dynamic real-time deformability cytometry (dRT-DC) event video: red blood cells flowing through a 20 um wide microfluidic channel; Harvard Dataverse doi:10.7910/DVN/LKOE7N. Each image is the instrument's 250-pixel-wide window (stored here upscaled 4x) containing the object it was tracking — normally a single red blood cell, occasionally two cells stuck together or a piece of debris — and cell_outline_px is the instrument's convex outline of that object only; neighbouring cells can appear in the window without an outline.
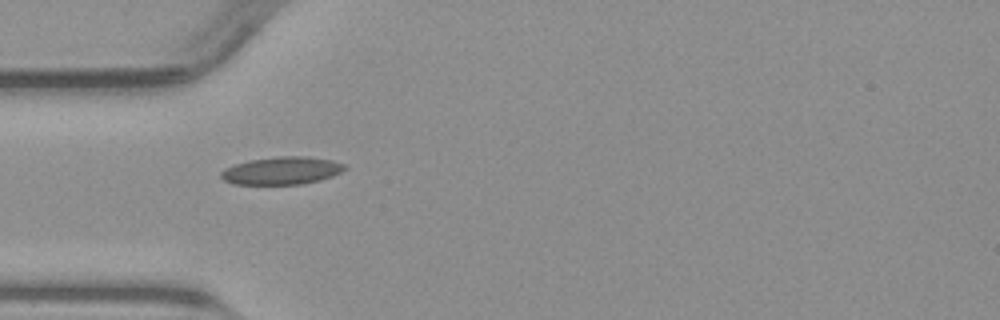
{"species": "common noctule bat (a hibernating species)", "species_latin": "Nyctalus noctula", "temperature_condition": "warm", "stored_images_in_passage": 36, "camera_frame_rate_fps": 3000, "um_per_image_px": 0.085, "animal": {"sex": "male", "body_mass_g": 23.1, "forearm_length_mm": 52.7}, "frame": {"image": 1, "passage_image": 1, "time_ms": 0.0, "image_size_px": [1000, 320], "cell_outline_px": [[348, 168], [332, 176], [320, 180], [300, 184], [232, 184], [224, 180], [220, 176], [220, 172], [224, 168], [236, 164], [252, 160], [280, 156], [308, 156], [332, 160], [344, 164]], "centroid_in_image_um": [23.96, 14.5], "position_along_channel_um": 61.0, "area_um2": 19.88}}
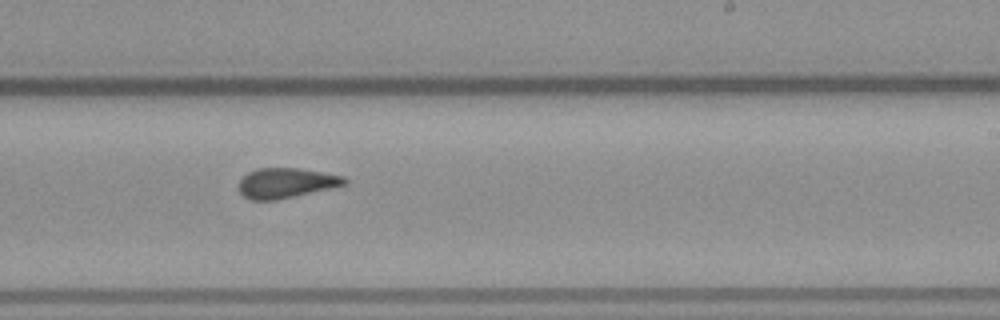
{"frame": {"image": 2, "passage_image": 16, "time_ms": 5.0, "image_size_px": [1000, 320], "cell_outline_px": [[348, 184], [332, 188], [296, 196], [276, 200], [252, 200], [244, 196], [236, 188], [236, 184], [248, 172], [256, 168], [296, 168], [344, 176], [348, 180]], "centroid_in_image_um": [24.29, 15.56], "position_along_channel_um": 264.7, "area_um2": 18.67}}
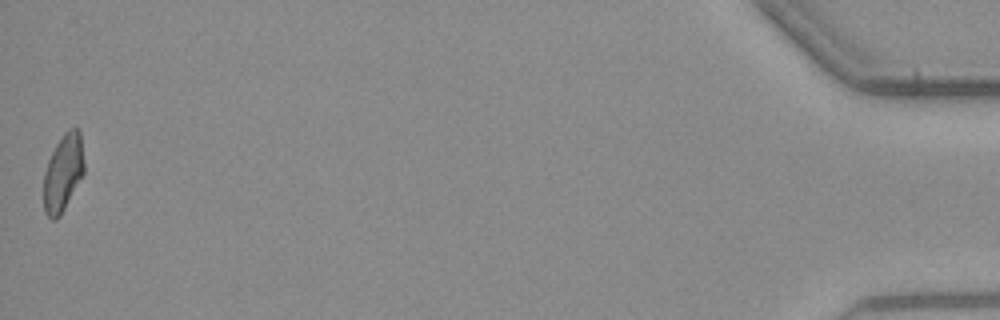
{"frame": {"image": 3, "passage_image": 36, "time_ms": 11.667, "image_size_px": [1000, 320], "cell_outline_px": [[84, 172], [60, 216], [56, 220], [52, 220], [44, 212], [44, 172], [48, 160], [56, 144], [64, 132], [68, 128], [76, 128], [80, 132], [84, 160]], "centroid_in_image_um": [5.36, 14.67], "position_along_channel_um": 429.8, "area_um2": 18.09}}